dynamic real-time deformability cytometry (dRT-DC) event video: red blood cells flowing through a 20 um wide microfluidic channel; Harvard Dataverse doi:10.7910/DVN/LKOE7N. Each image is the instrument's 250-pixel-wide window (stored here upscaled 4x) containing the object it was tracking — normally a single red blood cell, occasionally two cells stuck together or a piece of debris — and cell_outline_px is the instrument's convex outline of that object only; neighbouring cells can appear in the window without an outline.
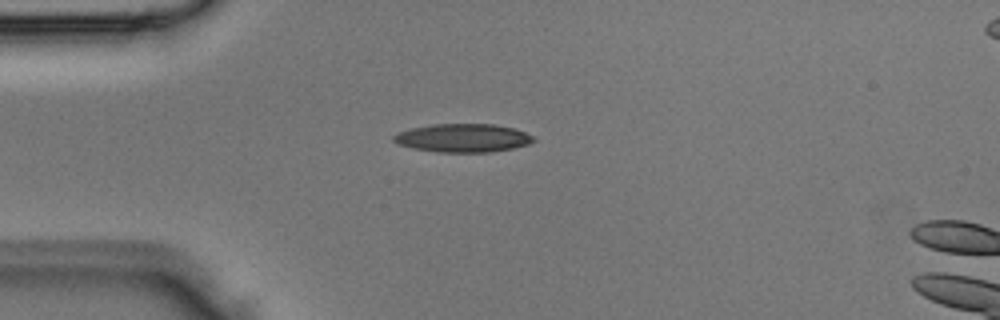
{"species": "Egyptian fruit bat (a non-hibernating species)", "species_latin": "Rousettus aegyptiacus", "temperature_condition": "room temperature", "stored_images_in_passage": 4, "camera_frame_rate_fps": 3000, "um_per_image_px": 0.085, "animal": {"sex": "male"}, "frame": {"image": 1, "passage_image": 3, "time_ms": 0.667, "image_size_px": [1000, 320], "cell_outline_px": [[536, 140], [528, 144], [512, 148], [492, 152], [440, 152], [416, 148], [400, 144], [392, 140], [392, 136], [396, 132], [412, 128], [432, 124], [492, 124], [516, 128], [536, 136]], "centroid_in_image_um": [39.4, 11.71], "position_along_channel_um": 45.6, "area_um2": 23.18}}